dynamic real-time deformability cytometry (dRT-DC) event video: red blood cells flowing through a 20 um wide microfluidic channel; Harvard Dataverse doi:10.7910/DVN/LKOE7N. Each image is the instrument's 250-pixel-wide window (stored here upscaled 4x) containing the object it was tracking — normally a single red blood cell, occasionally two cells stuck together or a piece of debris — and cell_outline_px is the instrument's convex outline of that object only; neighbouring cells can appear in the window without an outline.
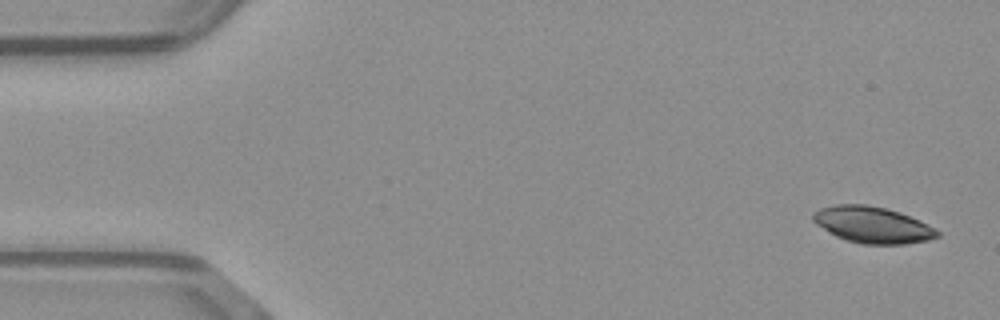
{"species": "common noctule bat (a hibernating species)", "species_latin": "Nyctalus noctula", "temperature_condition": "warm", "stored_images_in_passage": 3, "camera_frame_rate_fps": 3000, "um_per_image_px": 0.085, "animal": {"sex": "male", "body_mass_g": 23.1, "forearm_length_mm": 52.7}, "frame": {"image": 1, "passage_image": 1, "time_ms": 0.0, "image_size_px": [1000, 320], "cell_outline_px": [[940, 236], [928, 240], [904, 244], [860, 244], [844, 240], [828, 232], [816, 224], [812, 220], [812, 212], [820, 208], [836, 204], [864, 204], [884, 208], [900, 212], [920, 220], [936, 228], [940, 232]], "centroid_in_image_um": [74.16, 19.11], "position_along_channel_um": 10.8, "area_um2": 26.59}}